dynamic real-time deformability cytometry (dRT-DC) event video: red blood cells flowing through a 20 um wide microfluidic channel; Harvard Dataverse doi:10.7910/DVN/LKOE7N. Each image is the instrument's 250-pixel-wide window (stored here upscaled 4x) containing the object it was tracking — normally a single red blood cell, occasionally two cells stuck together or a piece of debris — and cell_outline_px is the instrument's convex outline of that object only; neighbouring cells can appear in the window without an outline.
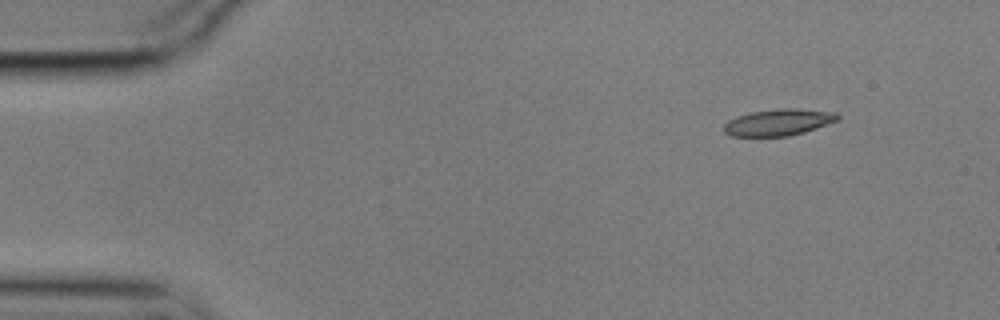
{"species": "common noctule bat (a hibernating species)", "species_latin": "Nyctalus noctula", "temperature_condition": "cold", "stored_images_in_passage": 51, "camera_frame_rate_fps": 3000, "um_per_image_px": 0.085, "animal": {"sex": "male", "body_mass_g": 17.9}, "frame": {"image": 1, "passage_image": 1, "time_ms": 0.0, "image_size_px": [1000, 320], "cell_outline_px": [[840, 116], [836, 120], [816, 128], [804, 132], [788, 136], [732, 136], [724, 132], [724, 124], [728, 120], [736, 116], [752, 112], [780, 108], [796, 108], [836, 112]], "centroid_in_image_um": [66.15, 10.39], "position_along_channel_um": 18.8, "area_um2": 17.51}}
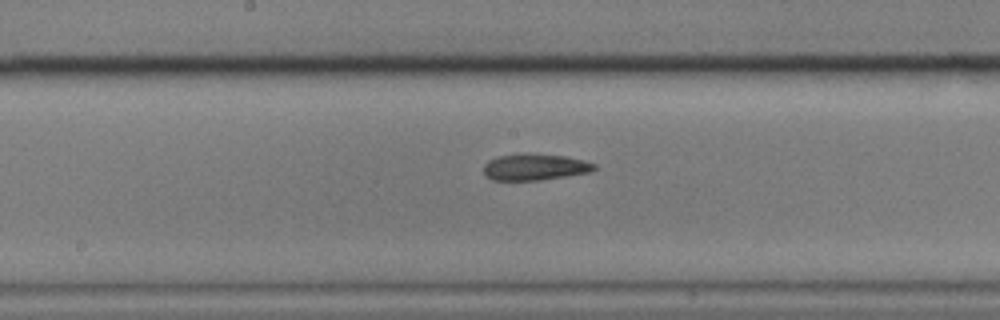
{"frame": {"image": 2, "passage_image": 24, "time_ms": 7.667, "image_size_px": [1000, 320], "cell_outline_px": [[596, 168], [588, 172], [540, 180], [492, 180], [484, 172], [484, 164], [488, 160], [500, 156], [524, 152], [564, 156], [584, 160], [596, 164]], "centroid_in_image_um": [45.44, 14.18], "position_along_channel_um": 202.8, "area_um2": 16.99}}
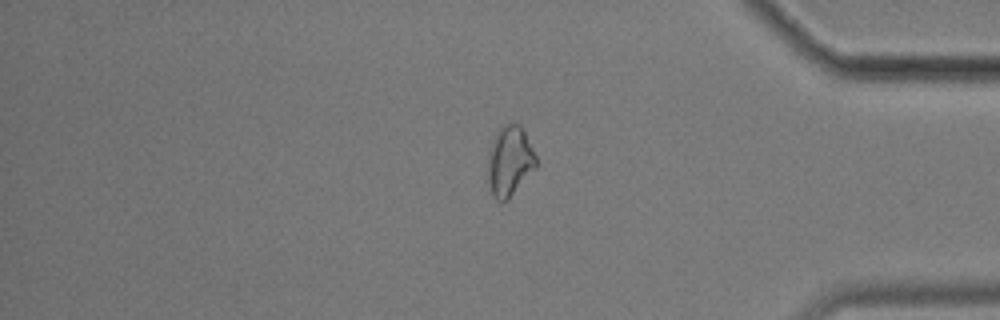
{"frame": {"image": 3, "passage_image": 42, "time_ms": 13.667, "image_size_px": [1000, 320], "cell_outline_px": [[536, 168], [508, 200], [500, 204], [492, 196], [488, 180], [488, 156], [492, 144], [500, 128], [508, 120], [520, 124], [536, 156]], "centroid_in_image_um": [43.32, 13.72], "position_along_channel_um": 391.9, "area_um2": 19.77}, "authors_computed_cell_mechanics": {"area_um2": 17.9758, "velocity_mm_per_s": 3.5426, "shape_relaxation_time_tau1_ms": null, "shape_relaxation_time_tau2_ms": 6.8053, "deformation_change_tau1": null, "deformation_change_tau2": 0.1396}}